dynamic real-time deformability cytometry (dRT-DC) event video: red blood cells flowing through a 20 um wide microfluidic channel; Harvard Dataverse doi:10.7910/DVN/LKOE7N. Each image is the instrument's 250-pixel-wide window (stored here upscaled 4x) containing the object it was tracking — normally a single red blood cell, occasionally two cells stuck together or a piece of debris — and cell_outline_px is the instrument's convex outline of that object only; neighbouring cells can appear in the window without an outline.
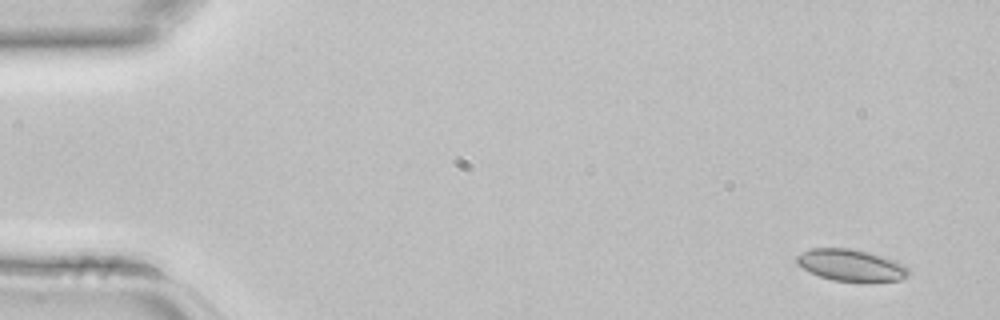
{"species": "common noctule bat (a hibernating species)", "species_latin": "Nyctalus noctula", "temperature_condition": "room temperature", "stored_images_in_passage": 4, "camera_frame_rate_fps": 3000, "um_per_image_px": 0.085, "animal": {"sex": "female", "body_mass_g": 22.7, "forearm_length_mm": 54.2}, "frame": {"image": 1, "passage_image": 1, "time_ms": 0.0, "image_size_px": [1000, 320], "cell_outline_px": [[908, 276], [900, 280], [832, 280], [820, 276], [796, 264], [796, 256], [800, 252], [812, 248], [848, 248], [868, 252], [884, 256], [904, 264], [908, 268]], "centroid_in_image_um": [72.31, 22.51], "position_along_channel_um": 12.7, "area_um2": 20.29}}
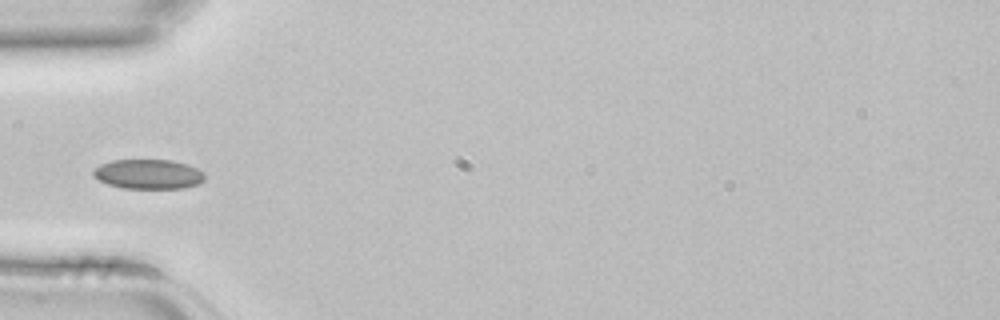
{"frame": {"image": 2, "passage_image": 4, "time_ms": 1.0, "image_size_px": [1000, 320], "cell_outline_px": [[204, 180], [200, 184], [184, 188], [124, 188], [108, 184], [92, 176], [92, 172], [100, 164], [112, 160], [172, 160], [188, 164], [204, 172]], "centroid_in_image_um": [12.63, 14.8], "position_along_channel_um": 72.4, "area_um2": 19.31}}